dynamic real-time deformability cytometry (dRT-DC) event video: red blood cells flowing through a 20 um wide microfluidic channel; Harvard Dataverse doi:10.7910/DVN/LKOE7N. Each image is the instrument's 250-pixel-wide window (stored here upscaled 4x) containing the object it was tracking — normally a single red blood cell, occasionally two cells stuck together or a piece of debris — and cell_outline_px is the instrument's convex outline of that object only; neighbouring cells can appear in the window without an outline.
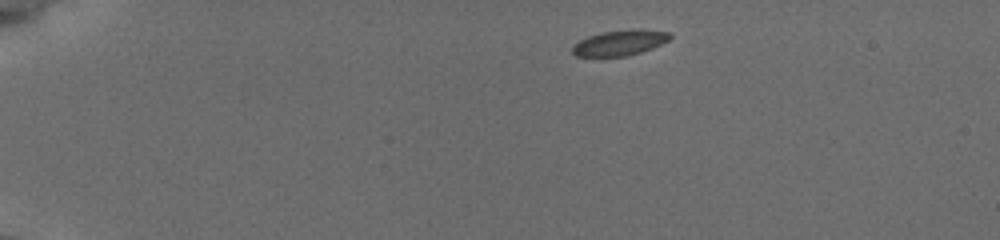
{"species": "common noctule bat (a hibernating species)", "species_latin": "Nyctalus noctula", "temperature_condition": "cold", "stored_images_in_passage": 45, "camera_frame_rate_fps": 3000, "um_per_image_px": 0.085, "animal": {"sex": "female", "body_mass_g": 19.5, "forearm_length_mm": 54.1}, "frame": {"image": 1, "passage_image": 1, "time_ms": 0.0, "image_size_px": [1000, 240], "cell_outline_px": [[672, 36], [668, 40], [652, 48], [628, 56], [576, 56], [572, 52], [572, 44], [588, 36], [600, 32], [632, 28], [644, 28], [672, 32]], "centroid_in_image_um": [52.71, 3.6], "position_along_channel_um": 32.3, "area_um2": 14.8}}
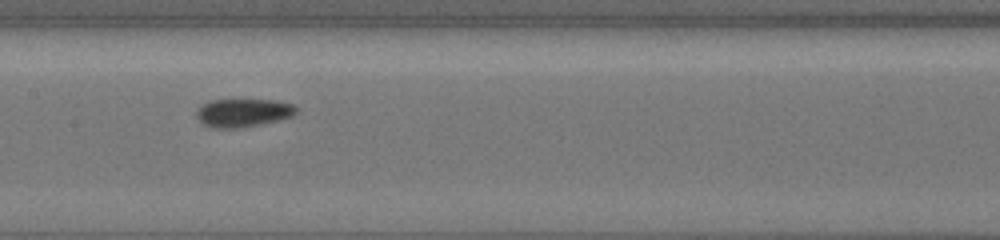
{"frame": {"image": 2, "passage_image": 20, "time_ms": 6.333, "image_size_px": [1000, 240], "cell_outline_px": [[296, 112], [292, 116], [260, 124], [236, 128], [216, 128], [204, 124], [196, 116], [196, 112], [200, 104], [208, 100], [276, 100], [296, 104]], "centroid_in_image_um": [20.65, 9.56], "position_along_channel_um": 186.8, "area_um2": 16.36}}
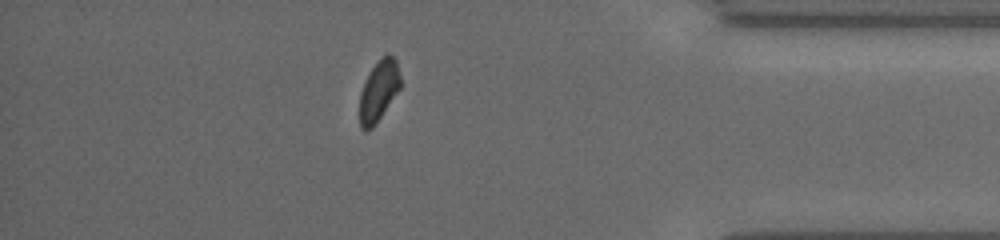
{"frame": {"image": 3, "passage_image": 39, "time_ms": 12.667, "image_size_px": [1000, 240], "cell_outline_px": [[400, 88], [372, 128], [364, 132], [360, 128], [360, 92], [372, 68], [388, 52], [396, 60], [400, 76]], "centroid_in_image_um": [32.19, 7.74], "position_along_channel_um": 403.0, "area_um2": 14.05}, "authors_computed_cell_mechanics": {"area_um2": 15.1436, "velocity_mm_per_s": 3.7955, "shape_relaxation_time_tau1_ms": 1.8896, "shape_relaxation_time_tau2_ms": 1.9338, "deformation_change_tau1": 0.0519, "deformation_change_tau2": 0.0453}}